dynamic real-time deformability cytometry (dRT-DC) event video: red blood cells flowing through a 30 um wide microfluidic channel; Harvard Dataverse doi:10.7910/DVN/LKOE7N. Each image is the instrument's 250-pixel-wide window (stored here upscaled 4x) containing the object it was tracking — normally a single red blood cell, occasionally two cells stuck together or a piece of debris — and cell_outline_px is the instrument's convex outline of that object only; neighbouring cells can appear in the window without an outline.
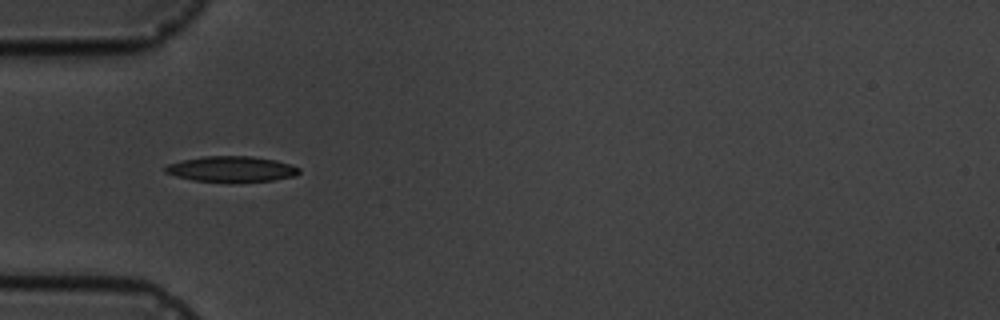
{"species": "common noctule bat (a hibernating species)", "species_latin": "Nyctalus noctula", "temperature_condition": "cold", "stored_images_in_passage": 5, "camera_frame_rate_fps": 3000, "um_per_image_px": 0.085, "animal": {"sex": "male", "body_mass_g": 19.5, "forearm_length_mm": 54.6}, "frame": {"image": 1, "passage_image": 2, "time_ms": 1.0, "image_size_px": [1000, 320], "cell_outline_px": [[300, 172], [296, 176], [272, 180], [228, 184], [192, 180], [176, 176], [164, 172], [164, 168], [168, 164], [184, 160], [204, 156], [248, 156], [276, 160], [300, 168]], "centroid_in_image_um": [19.67, 14.4], "position_along_channel_um": 65.3, "area_um2": 20.4}}
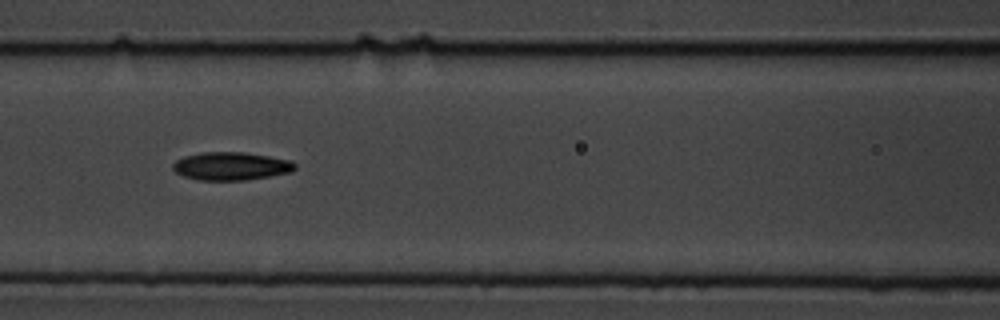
{"frame": {"image": 2, "passage_image": 4, "time_ms": 3.333, "image_size_px": [1000, 320], "cell_outline_px": [[296, 168], [292, 172], [244, 180], [200, 180], [184, 176], [176, 172], [172, 168], [172, 164], [176, 160], [184, 156], [200, 152], [244, 152], [292, 160], [296, 164]], "centroid_in_image_um": [19.64, 14.11], "position_along_channel_um": 147.0, "area_um2": 20.0}}
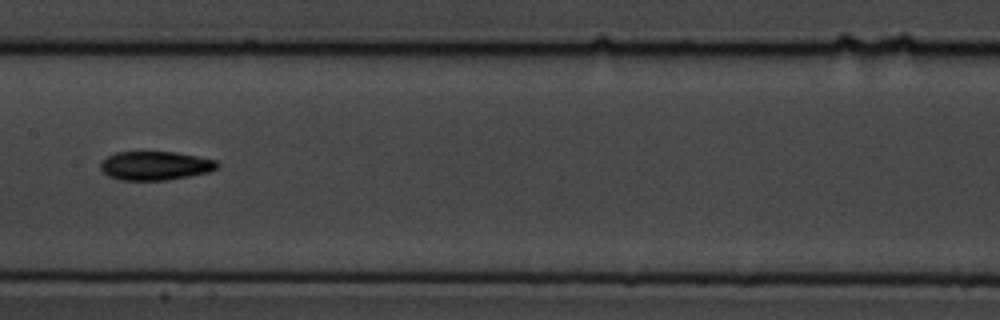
{"frame": {"image": 3, "passage_image": 5, "time_ms": 4.667, "image_size_px": [1000, 320], "cell_outline_px": [[220, 164], [216, 168], [208, 172], [188, 176], [164, 180], [120, 180], [108, 176], [100, 168], [100, 164], [108, 156], [116, 152], [176, 152], [216, 160]], "centroid_in_image_um": [13.19, 14.08], "position_along_channel_um": 194.2, "area_um2": 19.42}}